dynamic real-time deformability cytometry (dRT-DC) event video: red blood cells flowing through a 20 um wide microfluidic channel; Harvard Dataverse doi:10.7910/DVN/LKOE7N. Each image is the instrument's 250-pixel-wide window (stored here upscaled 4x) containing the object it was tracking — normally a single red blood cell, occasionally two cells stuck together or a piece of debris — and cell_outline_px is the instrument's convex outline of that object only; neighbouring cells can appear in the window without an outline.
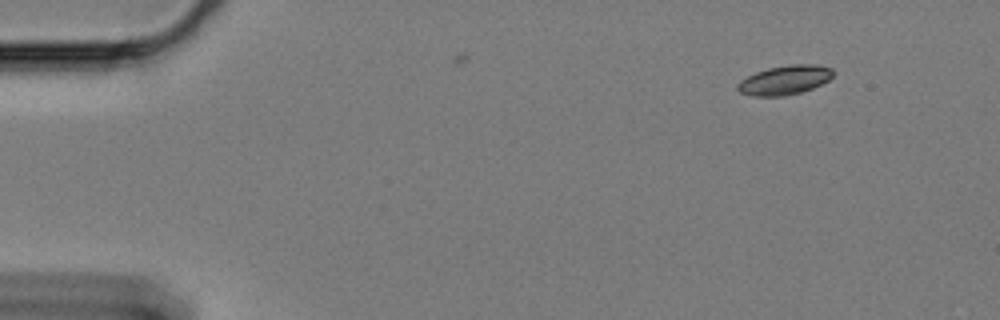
{"species": "Egyptian fruit bat (a non-hibernating species)", "species_latin": "Rousettus aegyptiacus", "temperature_condition": "cold", "stored_images_in_passage": 5, "camera_frame_rate_fps": 3000, "um_per_image_px": 0.085, "animal": {"sex": "female"}, "frame": {"image": 1, "passage_image": 1, "time_ms": 0.0, "image_size_px": [1000, 320], "cell_outline_px": [[832, 76], [828, 80], [812, 88], [800, 92], [784, 96], [756, 96], [740, 92], [736, 88], [736, 84], [740, 80], [756, 72], [768, 68], [792, 64], [816, 64], [832, 68]], "centroid_in_image_um": [66.68, 6.8], "position_along_channel_um": 18.3, "area_um2": 16.13}}